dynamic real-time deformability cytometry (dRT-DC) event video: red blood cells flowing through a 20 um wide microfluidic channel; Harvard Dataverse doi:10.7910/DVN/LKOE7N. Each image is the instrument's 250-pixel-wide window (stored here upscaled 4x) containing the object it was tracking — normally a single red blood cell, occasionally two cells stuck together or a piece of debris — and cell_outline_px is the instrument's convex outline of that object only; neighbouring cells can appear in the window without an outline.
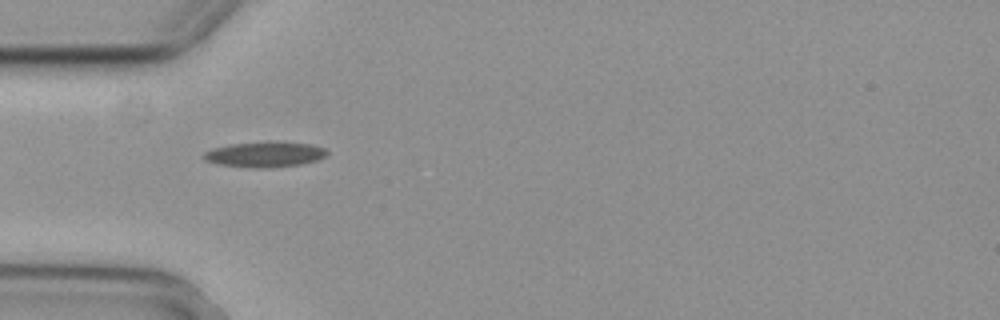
{"species": "common noctule bat (a hibernating species)", "species_latin": "Nyctalus noctula", "temperature_condition": "cold", "stored_images_in_passage": 39, "camera_frame_rate_fps": 3000, "um_per_image_px": 0.085, "animal": {"sex": "female", "body_mass_g": 29.2, "forearm_length_mm": 56.3}, "frame": {"image": 1, "passage_image": 1, "time_ms": 0.0, "image_size_px": [1000, 320], "cell_outline_px": [[328, 152], [324, 156], [316, 160], [300, 164], [268, 168], [256, 168], [220, 164], [204, 160], [204, 152], [212, 148], [232, 144], [268, 140], [276, 140], [312, 144], [324, 148]], "centroid_in_image_um": [22.52, 13.09], "position_along_channel_um": 62.5, "area_um2": 18.44}}
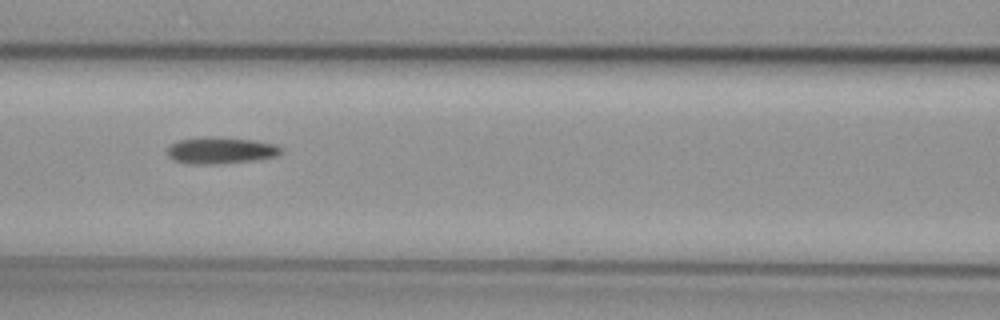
{"frame": {"image": 2, "passage_image": 8, "time_ms": 2.333, "image_size_px": [1000, 320], "cell_outline_px": [[284, 152], [276, 156], [256, 160], [216, 164], [188, 164], [172, 160], [168, 156], [168, 148], [172, 144], [180, 140], [212, 136], [216, 136], [252, 140], [276, 144], [284, 148]], "centroid_in_image_um": [18.8, 12.79], "position_along_channel_um": 147.8, "area_um2": 17.8}}
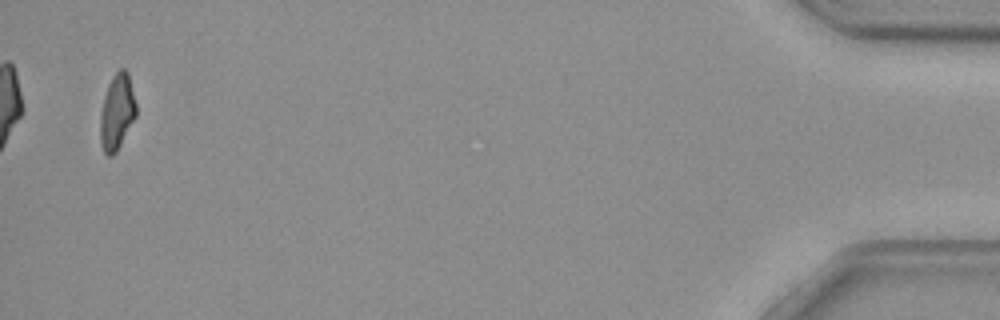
{"frame": {"image": 3, "passage_image": 38, "time_ms": 12.333, "image_size_px": [1000, 320], "cell_outline_px": [[136, 116], [116, 152], [112, 156], [108, 156], [104, 152], [100, 140], [100, 116], [104, 96], [108, 84], [112, 76], [120, 68], [124, 68], [128, 72], [136, 104]], "centroid_in_image_um": [9.94, 9.5], "position_along_channel_um": 425.3, "area_um2": 15.78}, "authors_computed_cell_mechanics": {"area_um2": 16.9932, "velocity_mm_per_s": 3.7081, "shape_relaxation_time_tau1_ms": 6.2314, "shape_relaxation_time_tau2_ms": null, "deformation_change_tau1": 0.1706, "deformation_change_tau2": null}}